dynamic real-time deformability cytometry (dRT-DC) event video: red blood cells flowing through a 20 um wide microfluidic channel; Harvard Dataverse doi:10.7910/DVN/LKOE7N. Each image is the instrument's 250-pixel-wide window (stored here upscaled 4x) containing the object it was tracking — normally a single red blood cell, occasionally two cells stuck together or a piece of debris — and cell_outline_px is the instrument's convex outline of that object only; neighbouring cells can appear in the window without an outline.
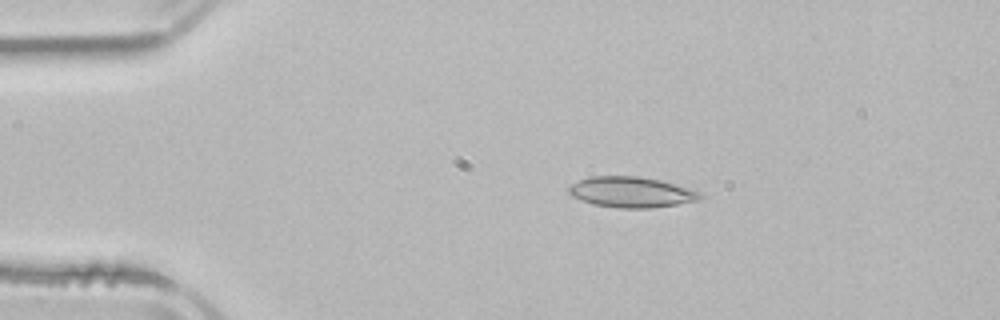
{"species": "common noctule bat (a hibernating species)", "species_latin": "Nyctalus noctula", "temperature_condition": "room temperature", "stored_images_in_passage": 2, "camera_frame_rate_fps": 3000, "um_per_image_px": 0.085, "animal": {"sex": "male", "body_mass_g": 21.5, "forearm_length_mm": 52.0}, "frame": {"image": 1, "passage_image": 1, "time_ms": 0.0, "image_size_px": [1000, 320], "cell_outline_px": [[704, 196], [700, 200], [652, 208], [620, 208], [592, 204], [580, 200], [572, 196], [568, 192], [568, 188], [572, 184], [588, 176], [636, 176], [660, 180], [676, 184], [700, 192]], "centroid_in_image_um": [53.66, 16.33], "position_along_channel_um": 31.3, "area_um2": 23.47}}